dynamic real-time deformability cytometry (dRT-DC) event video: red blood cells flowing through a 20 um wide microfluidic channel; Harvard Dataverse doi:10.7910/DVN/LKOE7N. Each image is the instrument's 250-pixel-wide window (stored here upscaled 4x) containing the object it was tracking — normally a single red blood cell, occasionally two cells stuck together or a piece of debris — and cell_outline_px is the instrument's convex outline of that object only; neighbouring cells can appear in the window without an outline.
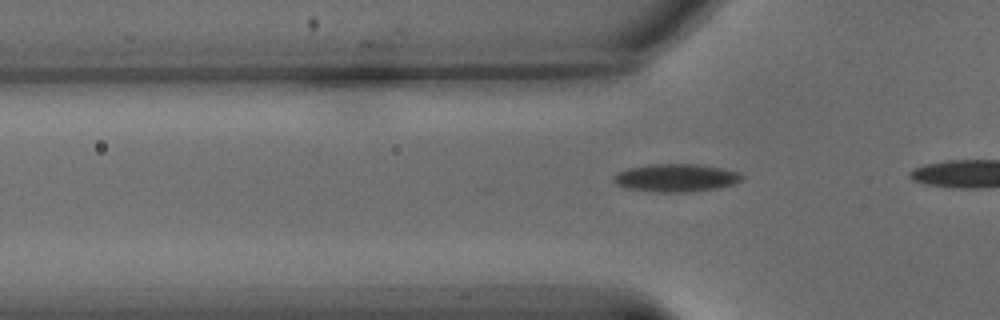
{"species": "common noctule bat (a hibernating species)", "species_latin": "Nyctalus noctula", "temperature_condition": "warm", "stored_images_in_passage": 21, "camera_frame_rate_fps": 3000, "um_per_image_px": 0.085, "animal": {"sex": "male", "body_mass_g": 15.6}, "frame": {"image": 1, "passage_image": 14, "time_ms": 4.333, "image_size_px": [1000, 320], "cell_outline_px": [[744, 176], [736, 184], [720, 188], [688, 192], [656, 192], [628, 188], [616, 184], [612, 180], [612, 176], [616, 172], [628, 168], [648, 164], [700, 164], [724, 168], [740, 172]], "centroid_in_image_um": [57.48, 15.11], "position_along_channel_um": 68.3, "area_um2": 21.21}}
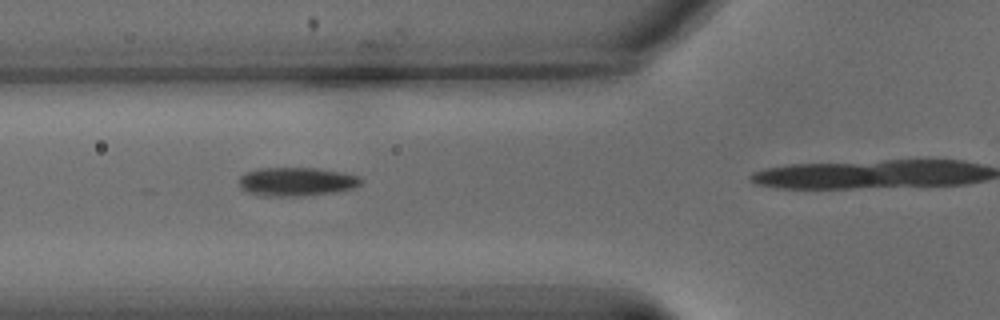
{"frame": {"image": 2, "passage_image": 17, "time_ms": 5.333, "image_size_px": [1000, 320], "cell_outline_px": [[364, 180], [360, 184], [352, 188], [336, 192], [300, 196], [260, 196], [240, 188], [240, 176], [244, 172], [260, 168], [316, 168], [344, 172], [360, 176]], "centroid_in_image_um": [25.22, 15.43], "position_along_channel_um": 100.6, "area_um2": 20.52}}
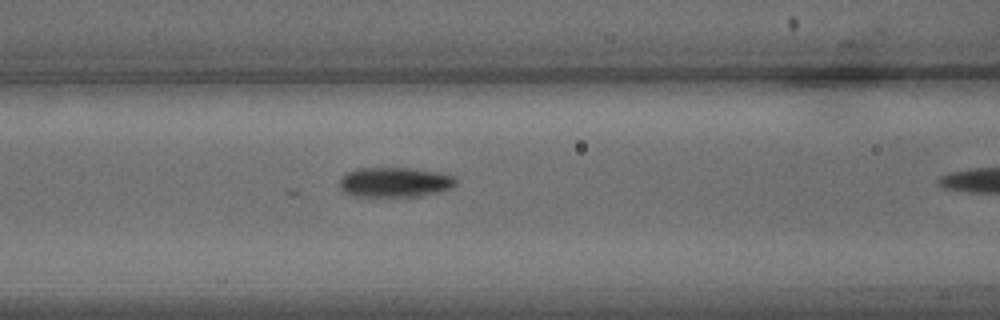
{"frame": {"image": 3, "passage_image": 20, "time_ms": 6.333, "image_size_px": [1000, 320], "cell_outline_px": [[456, 184], [452, 188], [420, 196], [356, 196], [344, 192], [340, 188], [340, 176], [344, 172], [356, 168], [416, 168], [436, 172], [452, 176], [456, 180]], "centroid_in_image_um": [33.51, 15.47], "position_along_channel_um": 133.1, "area_um2": 20.29}}